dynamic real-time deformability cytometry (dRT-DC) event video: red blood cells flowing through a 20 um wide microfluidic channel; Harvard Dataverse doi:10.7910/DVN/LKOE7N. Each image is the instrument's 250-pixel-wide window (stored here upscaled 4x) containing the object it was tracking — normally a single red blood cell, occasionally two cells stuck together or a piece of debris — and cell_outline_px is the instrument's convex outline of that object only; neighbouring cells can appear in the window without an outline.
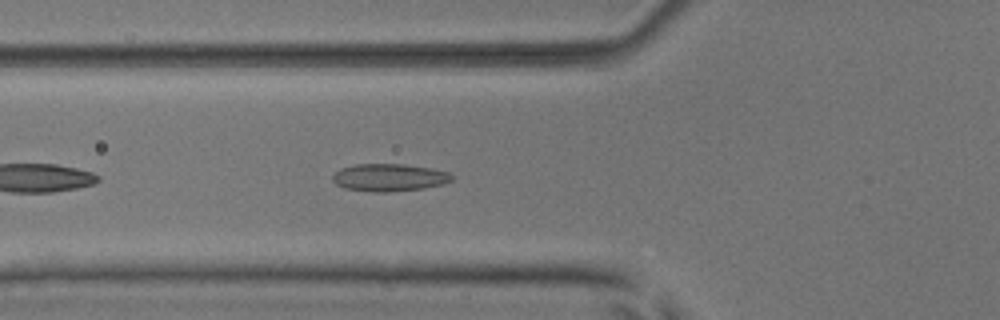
{"species": "common noctule bat (a hibernating species)", "species_latin": "Nyctalus noctula", "temperature_condition": "room temperature", "stored_images_in_passage": 39, "camera_frame_rate_fps": 3000, "um_per_image_px": 0.085, "animal": {"sex": "male", "body_mass_g": 17.9, "forearm_length_mm": 54.2}, "frame": {"image": 1, "passage_image": 5, "time_ms": 1.333, "image_size_px": [1000, 320], "cell_outline_px": [[452, 180], [444, 184], [424, 188], [388, 192], [372, 192], [344, 188], [336, 184], [332, 180], [332, 176], [340, 168], [356, 164], [404, 164], [428, 168], [448, 172], [452, 176]], "centroid_in_image_um": [33.05, 15.09], "position_along_channel_um": 92.7, "area_um2": 19.07}}
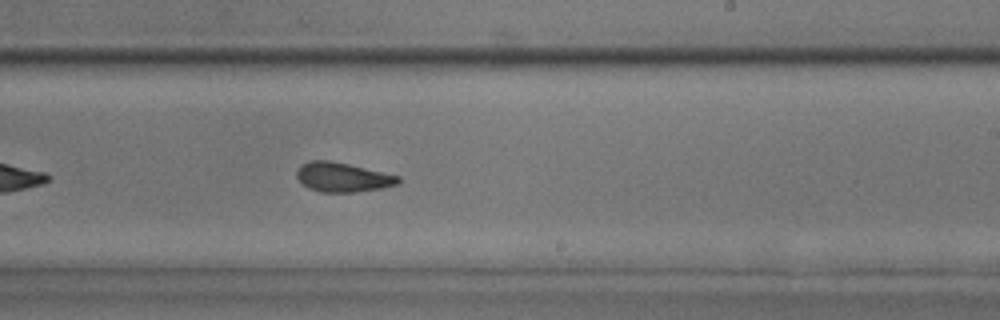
{"frame": {"image": 2, "passage_image": 18, "time_ms": 5.667, "image_size_px": [1000, 320], "cell_outline_px": [[400, 180], [396, 184], [380, 188], [356, 192], [320, 192], [308, 188], [296, 176], [296, 172], [300, 164], [308, 160], [332, 160], [400, 176]], "centroid_in_image_um": [29.08, 15.05], "position_along_channel_um": 259.9, "area_um2": 17.4}}
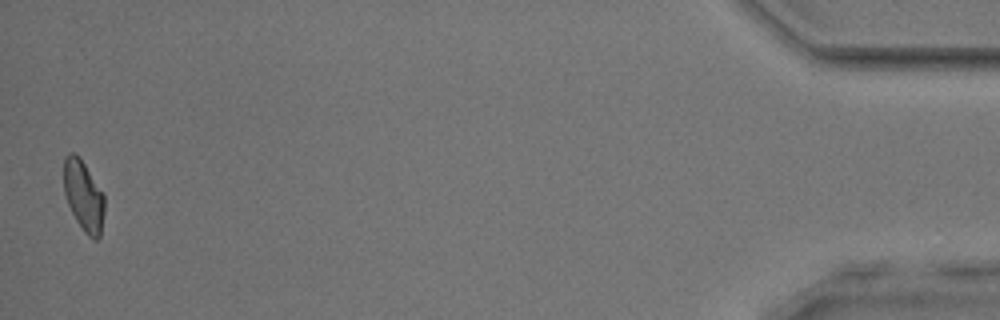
{"frame": {"image": 3, "passage_image": 38, "time_ms": 12.333, "image_size_px": [1000, 320], "cell_outline_px": [[104, 212], [100, 236], [96, 240], [92, 240], [84, 232], [76, 220], [68, 204], [64, 192], [64, 156], [68, 152], [72, 152], [80, 156], [104, 196]], "centroid_in_image_um": [7.09, 16.64], "position_along_channel_um": 428.1, "area_um2": 16.7}, "authors_computed_cell_mechanics": {"area_um2": 17.3978, "velocity_mm_per_s": 3.8643, "shape_relaxation_time_tau1_ms": 6.72, "shape_relaxation_time_tau2_ms": 1.5158, "deformation_change_tau1": 0.1703, "deformation_change_tau2": 0.0756}}